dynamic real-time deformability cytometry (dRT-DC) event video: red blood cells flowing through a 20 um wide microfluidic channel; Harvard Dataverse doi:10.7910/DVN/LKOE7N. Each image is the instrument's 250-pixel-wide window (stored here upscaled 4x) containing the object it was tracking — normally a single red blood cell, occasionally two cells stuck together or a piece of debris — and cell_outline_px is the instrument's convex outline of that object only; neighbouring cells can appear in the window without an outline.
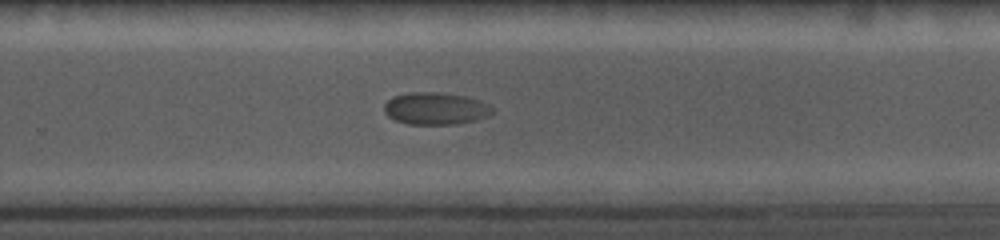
{"species": "common noctule bat (a hibernating species)", "species_latin": "Nyctalus noctula", "temperature_condition": "cold", "stored_images_in_passage": 14, "camera_frame_rate_fps": 5000, "um_per_image_px": 0.085, "animal": {"sex": "female", "body_mass_g": 19.0, "forearm_length_mm": 56.7}, "frame": {"image": 1, "passage_image": 14, "time_ms": 9.0, "image_size_px": [1000, 240], "cell_outline_px": [[496, 108], [488, 116], [476, 120], [456, 124], [408, 124], [392, 120], [384, 112], [384, 104], [392, 96], [408, 92], [440, 92], [464, 96], [480, 100]], "centroid_in_image_um": [37.01, 9.22], "position_along_channel_um": 292.8, "area_um2": 20.58}}